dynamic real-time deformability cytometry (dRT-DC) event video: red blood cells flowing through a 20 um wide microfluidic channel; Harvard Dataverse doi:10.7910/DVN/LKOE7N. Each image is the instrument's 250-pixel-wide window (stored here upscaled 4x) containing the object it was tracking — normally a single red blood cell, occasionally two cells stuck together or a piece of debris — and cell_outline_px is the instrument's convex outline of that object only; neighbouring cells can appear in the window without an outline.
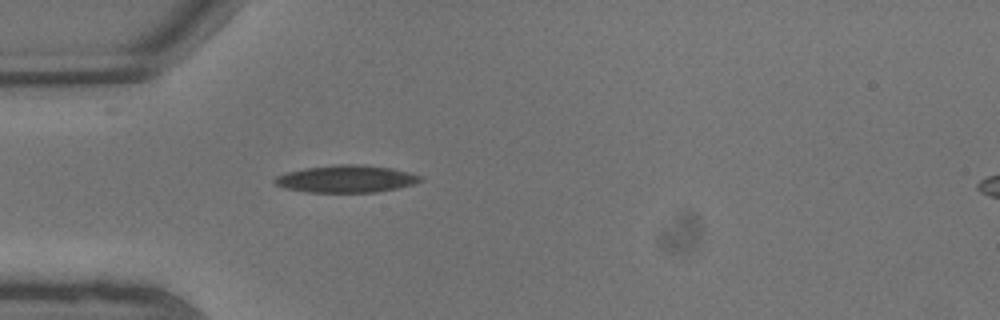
{"species": "common noctule bat (a hibernating species)", "species_latin": "Nyctalus noctula", "temperature_condition": "warm", "stored_images_in_passage": 1, "camera_frame_rate_fps": 3000, "um_per_image_px": 0.085, "animal": {"sex": "male", "body_mass_g": 13.3}, "frame": {"image": 1, "passage_image": 1, "time_ms": 0.0, "image_size_px": [1000, 320], "cell_outline_px": [[424, 180], [412, 184], [396, 188], [376, 192], [304, 192], [284, 188], [276, 184], [272, 180], [276, 176], [288, 172], [304, 168], [336, 164], [364, 164], [392, 168], [408, 172], [420, 176]], "centroid_in_image_um": [29.4, 15.2], "position_along_channel_um": 55.6, "area_um2": 23.18}}